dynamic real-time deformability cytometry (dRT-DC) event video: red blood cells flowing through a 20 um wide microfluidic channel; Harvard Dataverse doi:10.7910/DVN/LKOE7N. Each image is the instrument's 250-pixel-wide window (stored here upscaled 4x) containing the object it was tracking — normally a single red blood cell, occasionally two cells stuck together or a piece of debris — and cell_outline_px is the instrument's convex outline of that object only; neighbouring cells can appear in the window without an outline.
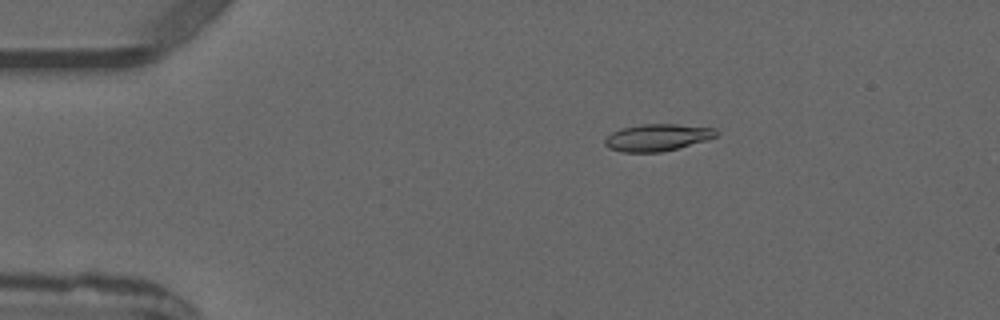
{"species": "common noctule bat (a hibernating species)", "species_latin": "Nyctalus noctula", "temperature_condition": "warm", "stored_images_in_passage": 5, "camera_frame_rate_fps": 3000, "um_per_image_px": 0.085, "animal": {"sex": "male", "forearm_length_mm": 52.5}, "frame": {"image": 1, "passage_image": 3, "time_ms": 2.333, "image_size_px": [1000, 320], "cell_outline_px": [[720, 132], [716, 136], [708, 140], [660, 152], [620, 152], [608, 148], [604, 144], [604, 140], [612, 132], [620, 128], [640, 124], [676, 124], [716, 128]], "centroid_in_image_um": [55.87, 11.68], "position_along_channel_um": 29.1, "area_um2": 17.63}}
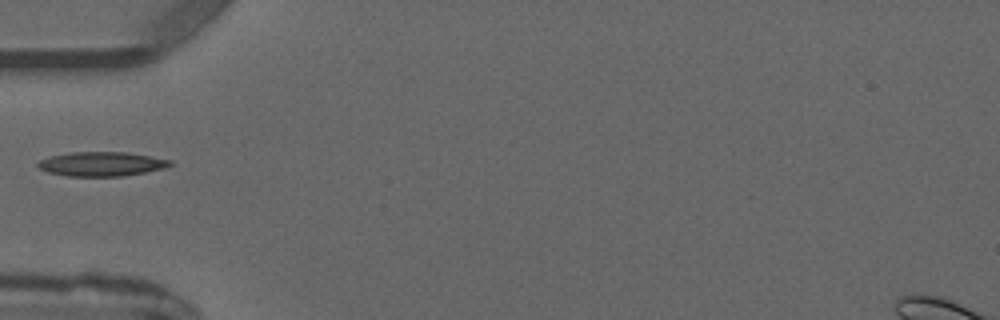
{"frame": {"image": 2, "passage_image": 5, "time_ms": 4.667, "image_size_px": [1000, 320], "cell_outline_px": [[172, 164], [164, 168], [124, 176], [68, 176], [48, 172], [40, 168], [36, 164], [40, 160], [52, 156], [72, 152], [128, 152], [172, 160]], "centroid_in_image_um": [8.65, 13.93], "position_along_channel_um": 76.4, "area_um2": 18.55}}